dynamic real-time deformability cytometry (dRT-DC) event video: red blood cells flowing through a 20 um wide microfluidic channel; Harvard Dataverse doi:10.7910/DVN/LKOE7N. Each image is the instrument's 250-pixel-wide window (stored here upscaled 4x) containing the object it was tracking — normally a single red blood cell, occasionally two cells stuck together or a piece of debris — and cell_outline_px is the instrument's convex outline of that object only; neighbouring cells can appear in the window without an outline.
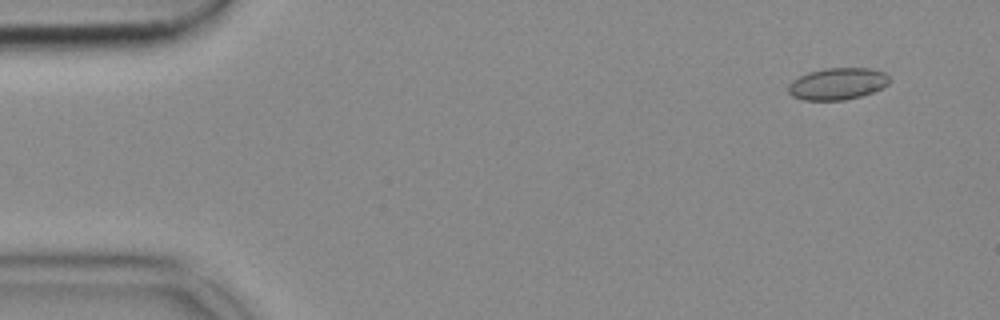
{"species": "common noctule bat (a hibernating species)", "species_latin": "Nyctalus noctula", "temperature_condition": "cold", "stored_images_in_passage": 53, "camera_frame_rate_fps": 3000, "um_per_image_px": 0.085, "animal": {"sex": "female", "body_mass_g": 18.4}, "frame": {"image": 1, "passage_image": 4, "time_ms": 1.0, "image_size_px": [1000, 320], "cell_outline_px": [[892, 80], [888, 84], [872, 92], [860, 96], [844, 100], [804, 100], [792, 96], [788, 92], [788, 84], [792, 80], [808, 72], [824, 68], [868, 68], [884, 72]], "centroid_in_image_um": [71.17, 7.12], "position_along_channel_um": 13.8, "area_um2": 18.79}}
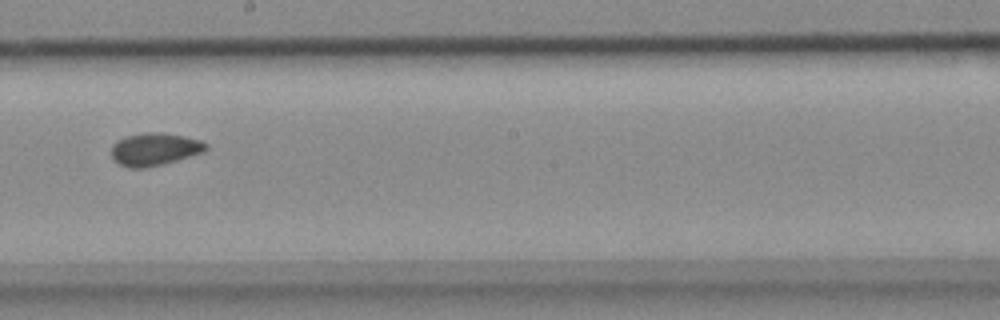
{"frame": {"image": 2, "passage_image": 30, "time_ms": 9.667, "image_size_px": [1000, 320], "cell_outline_px": [[208, 148], [204, 152], [176, 160], [144, 168], [128, 168], [120, 164], [112, 156], [112, 144], [116, 140], [128, 136], [144, 132], [160, 132], [184, 136], [200, 140], [208, 144]], "centroid_in_image_um": [13.15, 12.67], "position_along_channel_um": 235.1, "area_um2": 17.86}}
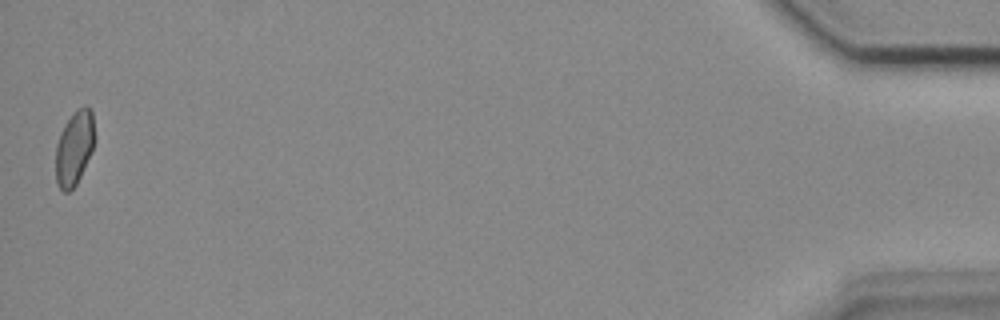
{"frame": {"image": 3, "passage_image": 53, "time_ms": 17.333, "image_size_px": [1000, 320], "cell_outline_px": [[96, 140], [80, 176], [76, 184], [68, 192], [64, 192], [60, 188], [56, 180], [56, 144], [64, 124], [76, 108], [84, 104], [92, 108], [96, 136]], "centroid_in_image_um": [6.35, 12.49], "position_along_channel_um": 428.9, "area_um2": 17.11}}